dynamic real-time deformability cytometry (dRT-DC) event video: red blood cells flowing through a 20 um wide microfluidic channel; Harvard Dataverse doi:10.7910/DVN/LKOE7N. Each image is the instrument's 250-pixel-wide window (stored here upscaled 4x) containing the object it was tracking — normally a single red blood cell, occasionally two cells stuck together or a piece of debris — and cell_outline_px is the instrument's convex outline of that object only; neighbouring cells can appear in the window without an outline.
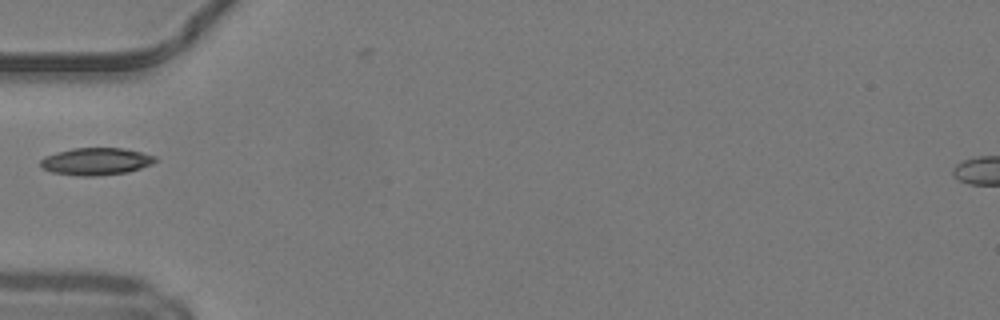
{"species": "common noctule bat (a hibernating species)", "species_latin": "Nyctalus noctula", "temperature_condition": "warm", "stored_images_in_passage": 33, "camera_frame_rate_fps": 3000, "um_per_image_px": 0.085, "animal": {"sex": "male", "body_mass_g": 19.2, "forearm_length_mm": 51.8}, "frame": {"image": 1, "passage_image": 1, "time_ms": 0.0, "image_size_px": [1000, 320], "cell_outline_px": [[156, 160], [152, 164], [128, 172], [92, 176], [84, 176], [52, 172], [44, 168], [40, 164], [40, 160], [44, 156], [72, 148], [120, 148], [140, 152], [156, 156]], "centroid_in_image_um": [8.16, 13.71], "position_along_channel_um": 76.8, "area_um2": 17.98}}
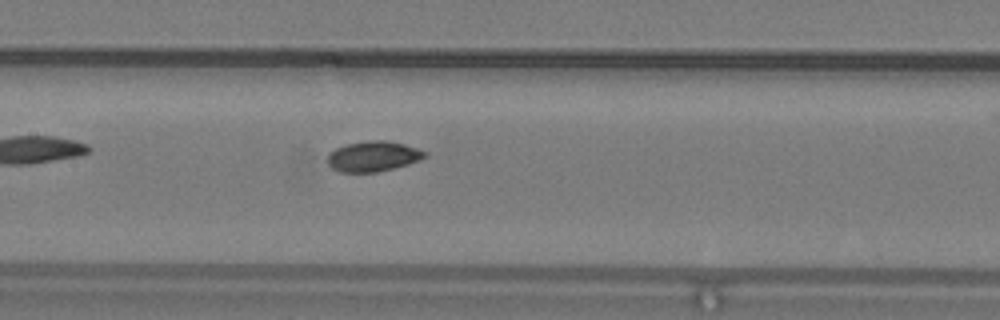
{"frame": {"image": 2, "passage_image": 8, "time_ms": 2.333, "image_size_px": [1000, 320], "cell_outline_px": [[428, 156], [420, 160], [408, 164], [376, 172], [340, 172], [332, 168], [328, 164], [328, 152], [336, 148], [348, 144], [368, 140], [384, 140], [404, 144], [428, 152]], "centroid_in_image_um": [31.72, 13.28], "position_along_channel_um": 175.7, "area_um2": 17.17}}
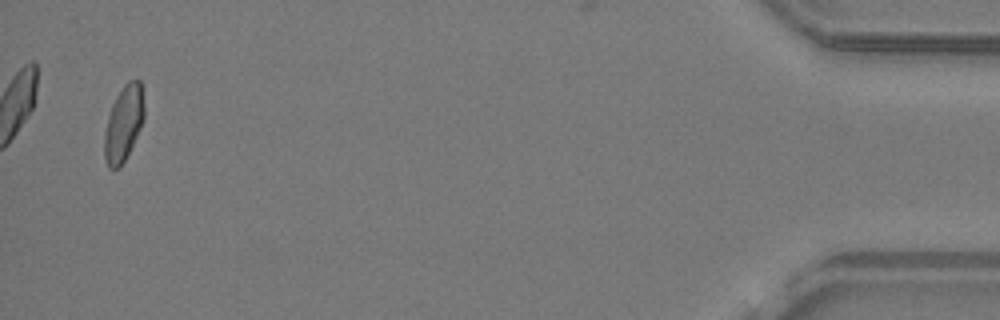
{"frame": {"image": 3, "passage_image": 32, "time_ms": 10.333, "image_size_px": [1000, 320], "cell_outline_px": [[144, 116], [140, 128], [120, 168], [108, 168], [104, 156], [104, 132], [108, 116], [112, 104], [116, 96], [124, 84], [128, 80], [140, 80], [144, 104]], "centroid_in_image_um": [10.49, 10.47], "position_along_channel_um": 424.7, "area_um2": 17.34}}